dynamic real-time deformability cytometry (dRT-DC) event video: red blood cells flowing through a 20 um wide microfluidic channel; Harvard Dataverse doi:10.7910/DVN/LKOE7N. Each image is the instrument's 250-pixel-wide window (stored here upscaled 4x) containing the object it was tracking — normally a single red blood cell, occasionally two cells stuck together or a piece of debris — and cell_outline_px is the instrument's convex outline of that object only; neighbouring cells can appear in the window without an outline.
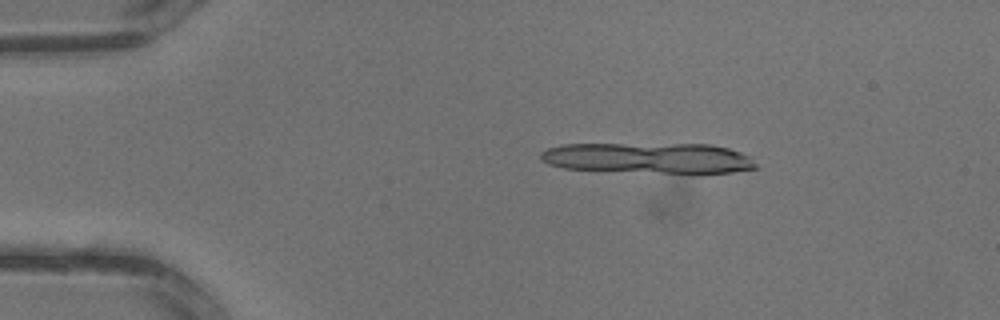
{"species": "common noctule bat (a hibernating species)", "species_latin": "Nyctalus noctula", "temperature_condition": "warm", "stored_images_in_passage": 3, "camera_frame_rate_fps": 3000, "um_per_image_px": 0.085, "animal": {"sex": "male", "body_mass_g": 13.3}, "frame": {"image": 1, "passage_image": 2, "time_ms": 0.333, "image_size_px": [1000, 320], "cell_outline_px": [[760, 168], [732, 172], [700, 176], [696, 176], [564, 168], [548, 164], [540, 160], [540, 152], [548, 148], [564, 144], [708, 144], [728, 148], [752, 156]], "centroid_in_image_um": [55.26, 13.48], "position_along_channel_um": 29.7, "area_um2": 40.11}}